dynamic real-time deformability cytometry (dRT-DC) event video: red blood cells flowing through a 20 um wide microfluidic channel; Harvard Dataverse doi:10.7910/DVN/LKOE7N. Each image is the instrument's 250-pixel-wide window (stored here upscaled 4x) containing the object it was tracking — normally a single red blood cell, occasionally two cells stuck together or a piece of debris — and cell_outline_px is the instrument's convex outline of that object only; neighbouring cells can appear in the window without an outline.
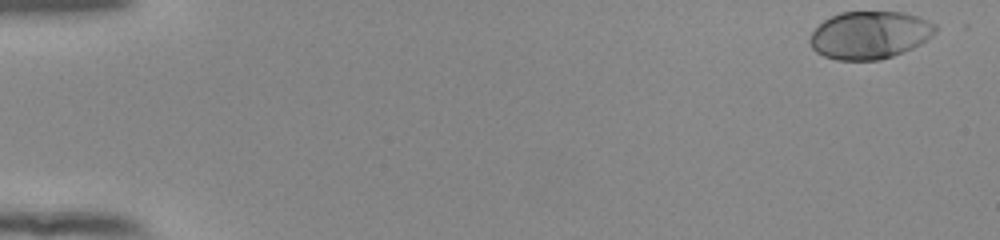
{"species": "human", "species_latin": "Homo sapiens", "temperature_condition": "room temperature", "stored_images_in_passage": 52, "camera_frame_rate_fps": 3000, "um_per_image_px": 0.085, "donor": {"sex": "female"}, "frame": {"image": 1, "passage_image": 1, "time_ms": 0.0, "image_size_px": [1000, 240], "cell_outline_px": [[936, 32], [932, 36], [920, 44], [912, 48], [892, 56], [880, 60], [836, 60], [824, 56], [816, 52], [812, 48], [808, 40], [812, 32], [824, 20], [840, 12], [904, 12], [920, 16], [936, 24]], "centroid_in_image_um": [73.93, 2.97], "position_along_channel_um": 11.1, "area_um2": 34.97}}
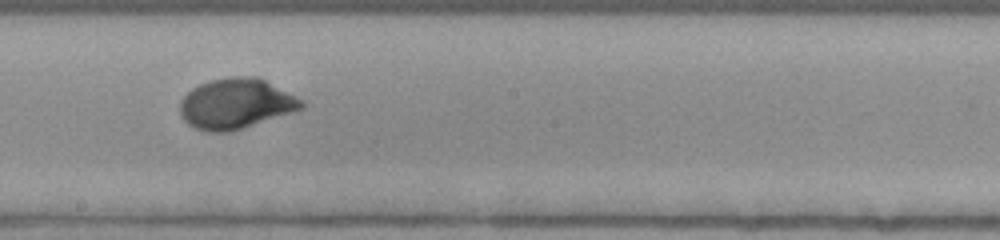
{"frame": {"image": 2, "passage_image": 30, "time_ms": 9.667, "image_size_px": [1000, 240], "cell_outline_px": [[304, 108], [292, 112], [228, 132], [208, 132], [196, 128], [188, 124], [180, 116], [180, 100], [192, 88], [200, 84], [212, 80], [236, 76], [256, 76], [304, 100]], "centroid_in_image_um": [20.03, 8.81], "position_along_channel_um": 228.2, "area_um2": 35.26}}
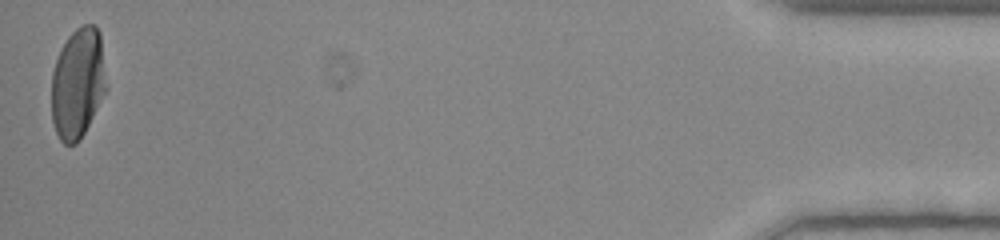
{"frame": {"image": 3, "passage_image": 52, "time_ms": 17.0, "image_size_px": [1000, 240], "cell_outline_px": [[108, 88], [80, 140], [76, 144], [64, 144], [60, 140], [56, 132], [52, 120], [52, 72], [56, 60], [68, 36], [76, 28], [84, 24], [96, 24], [100, 32]], "centroid_in_image_um": [6.64, 7.06], "position_along_channel_um": 428.6, "area_um2": 35.55}, "authors_computed_cell_mechanics": {"area_um2": 34.6222, "velocity_mm_per_s": 3.8837, "shape_relaxation_time_tau1_ms": 3.1571, "shape_relaxation_time_tau2_ms": null, "deformation_change_tau1": 0.1695, "deformation_change_tau2": null}}